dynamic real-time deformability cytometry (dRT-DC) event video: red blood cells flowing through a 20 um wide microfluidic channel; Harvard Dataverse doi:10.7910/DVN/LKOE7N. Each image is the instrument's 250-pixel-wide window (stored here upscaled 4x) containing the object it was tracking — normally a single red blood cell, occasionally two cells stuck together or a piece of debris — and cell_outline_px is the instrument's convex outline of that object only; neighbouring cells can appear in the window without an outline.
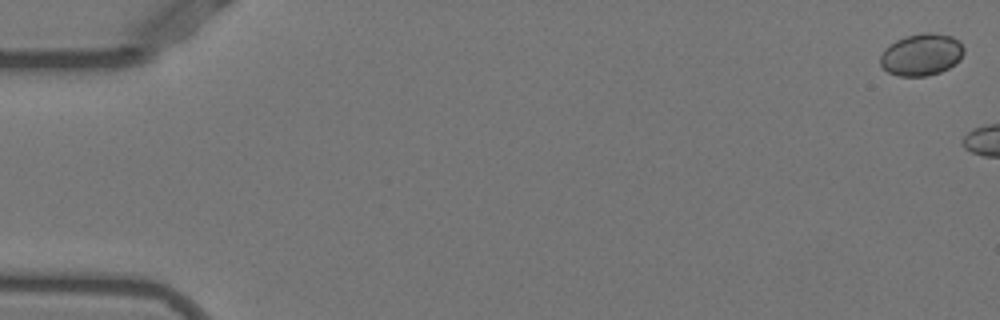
{"species": "Egyptian fruit bat (a non-hibernating species)", "species_latin": "Rousettus aegyptiacus", "temperature_condition": "warm", "stored_images_in_passage": 5, "camera_frame_rate_fps": 3000, "um_per_image_px": 0.085, "animal": {"sex": "female"}, "frame": {"image": 1, "passage_image": 1, "time_ms": 0.0, "image_size_px": [1000, 320], "cell_outline_px": [[964, 52], [960, 60], [956, 64], [940, 72], [928, 76], [900, 76], [888, 72], [880, 64], [880, 56], [884, 48], [896, 40], [904, 36], [924, 32], [932, 32], [952, 36], [960, 40], [964, 48]], "centroid_in_image_um": [78.34, 4.63], "position_along_channel_um": 6.7, "area_um2": 20.75}}